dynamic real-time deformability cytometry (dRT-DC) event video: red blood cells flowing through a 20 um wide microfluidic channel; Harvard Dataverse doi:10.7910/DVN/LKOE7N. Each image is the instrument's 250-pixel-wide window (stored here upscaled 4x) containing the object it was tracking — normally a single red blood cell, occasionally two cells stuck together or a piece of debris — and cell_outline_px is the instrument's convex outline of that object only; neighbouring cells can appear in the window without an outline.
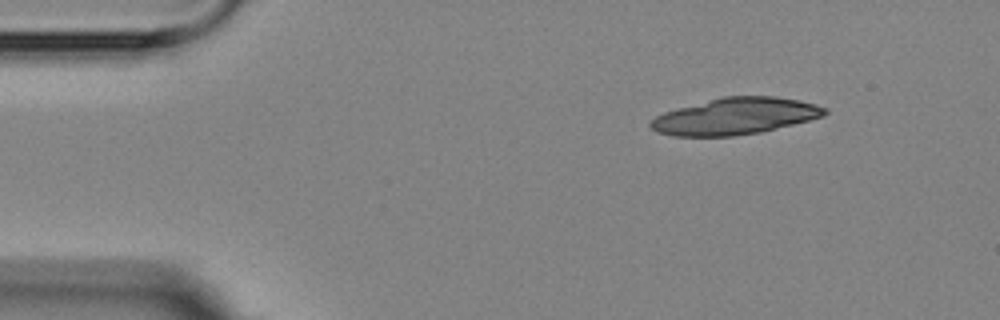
{"species": "Egyptian fruit bat (a non-hibernating species)", "species_latin": "Rousettus aegyptiacus", "temperature_condition": "room temperature", "stored_images_in_passage": 4, "camera_frame_rate_fps": 3000, "um_per_image_px": 0.085, "animal": {"sex": "female"}, "frame": {"image": 1, "passage_image": 1, "time_ms": 0.0, "image_size_px": [1000, 320], "cell_outline_px": [[828, 112], [824, 116], [760, 132], [732, 136], [672, 136], [656, 132], [648, 124], [656, 116], [664, 112], [720, 96], [776, 96], [800, 100], [816, 104], [828, 108]], "centroid_in_image_um": [62.49, 9.87], "position_along_channel_um": 22.5, "area_um2": 37.17}}
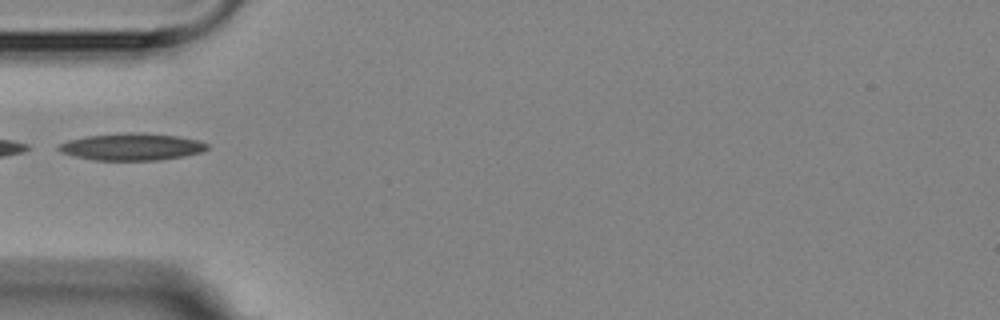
{"frame": {"image": 2, "passage_image": 4, "time_ms": 3.667, "image_size_px": [1000, 320], "cell_outline_px": [[208, 148], [200, 152], [184, 156], [156, 160], [92, 160], [60, 152], [56, 148], [60, 144], [68, 140], [88, 136], [124, 132], [144, 132], [176, 136], [196, 140], [208, 144]], "centroid_in_image_um": [11.17, 12.47], "position_along_channel_um": 73.8, "area_um2": 23.29}}